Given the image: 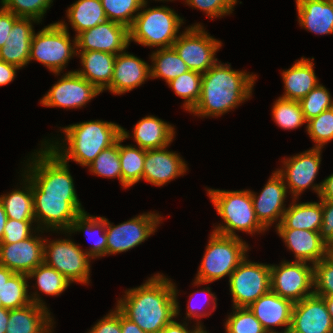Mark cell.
Listing matches in <instances>:
<instances>
[{
	"instance_id": "obj_12",
	"label": "cell",
	"mask_w": 333,
	"mask_h": 333,
	"mask_svg": "<svg viewBox=\"0 0 333 333\" xmlns=\"http://www.w3.org/2000/svg\"><path fill=\"white\" fill-rule=\"evenodd\" d=\"M271 291L293 303L314 294L313 265L307 262H282L270 265Z\"/></svg>"
},
{
	"instance_id": "obj_23",
	"label": "cell",
	"mask_w": 333,
	"mask_h": 333,
	"mask_svg": "<svg viewBox=\"0 0 333 333\" xmlns=\"http://www.w3.org/2000/svg\"><path fill=\"white\" fill-rule=\"evenodd\" d=\"M293 305L291 300L282 298L270 290L248 307L267 333H279L275 332L272 326H286L281 333H289Z\"/></svg>"
},
{
	"instance_id": "obj_20",
	"label": "cell",
	"mask_w": 333,
	"mask_h": 333,
	"mask_svg": "<svg viewBox=\"0 0 333 333\" xmlns=\"http://www.w3.org/2000/svg\"><path fill=\"white\" fill-rule=\"evenodd\" d=\"M44 241L32 235L17 243L0 244V265L14 273L28 275L43 263Z\"/></svg>"
},
{
	"instance_id": "obj_13",
	"label": "cell",
	"mask_w": 333,
	"mask_h": 333,
	"mask_svg": "<svg viewBox=\"0 0 333 333\" xmlns=\"http://www.w3.org/2000/svg\"><path fill=\"white\" fill-rule=\"evenodd\" d=\"M154 213L138 215L117 226L106 219L107 254L126 252L144 242L153 234L161 221Z\"/></svg>"
},
{
	"instance_id": "obj_34",
	"label": "cell",
	"mask_w": 333,
	"mask_h": 333,
	"mask_svg": "<svg viewBox=\"0 0 333 333\" xmlns=\"http://www.w3.org/2000/svg\"><path fill=\"white\" fill-rule=\"evenodd\" d=\"M28 276L22 273H14L6 284L0 290V306L13 310L16 308L24 307L31 302L45 306L43 301L38 298L39 295L37 292L32 294L33 296L28 295V286L27 285ZM38 295V296H37ZM36 296V297H35Z\"/></svg>"
},
{
	"instance_id": "obj_48",
	"label": "cell",
	"mask_w": 333,
	"mask_h": 333,
	"mask_svg": "<svg viewBox=\"0 0 333 333\" xmlns=\"http://www.w3.org/2000/svg\"><path fill=\"white\" fill-rule=\"evenodd\" d=\"M185 2L194 8L205 11L210 18H214L232 13L237 0H186Z\"/></svg>"
},
{
	"instance_id": "obj_14",
	"label": "cell",
	"mask_w": 333,
	"mask_h": 333,
	"mask_svg": "<svg viewBox=\"0 0 333 333\" xmlns=\"http://www.w3.org/2000/svg\"><path fill=\"white\" fill-rule=\"evenodd\" d=\"M33 204L35 221L40 223L37 231L44 225L68 233L73 221L85 212L78 197L33 196Z\"/></svg>"
},
{
	"instance_id": "obj_47",
	"label": "cell",
	"mask_w": 333,
	"mask_h": 333,
	"mask_svg": "<svg viewBox=\"0 0 333 333\" xmlns=\"http://www.w3.org/2000/svg\"><path fill=\"white\" fill-rule=\"evenodd\" d=\"M313 275L314 295L333 296V254L331 252L313 265Z\"/></svg>"
},
{
	"instance_id": "obj_57",
	"label": "cell",
	"mask_w": 333,
	"mask_h": 333,
	"mask_svg": "<svg viewBox=\"0 0 333 333\" xmlns=\"http://www.w3.org/2000/svg\"><path fill=\"white\" fill-rule=\"evenodd\" d=\"M194 295V293H192V295L190 296V301H189V305L187 306V317H189V318H191V317H195V318H200V317H206V316H210V314H211V312H207V313H205V312H199L200 311V309H198V310H196L195 309V306H193L192 304H191V301H193V300H191L192 299V296ZM204 304H211L210 303V301H209V303H208V300H204V302H203ZM192 305V306H191Z\"/></svg>"
},
{
	"instance_id": "obj_8",
	"label": "cell",
	"mask_w": 333,
	"mask_h": 333,
	"mask_svg": "<svg viewBox=\"0 0 333 333\" xmlns=\"http://www.w3.org/2000/svg\"><path fill=\"white\" fill-rule=\"evenodd\" d=\"M65 22H56L44 27L31 40L30 58L45 65L51 72L59 75L66 63L77 55L76 38L71 45ZM73 55V56H72Z\"/></svg>"
},
{
	"instance_id": "obj_29",
	"label": "cell",
	"mask_w": 333,
	"mask_h": 333,
	"mask_svg": "<svg viewBox=\"0 0 333 333\" xmlns=\"http://www.w3.org/2000/svg\"><path fill=\"white\" fill-rule=\"evenodd\" d=\"M310 59L301 58L288 70L283 71L285 94L281 98L300 101L319 83Z\"/></svg>"
},
{
	"instance_id": "obj_10",
	"label": "cell",
	"mask_w": 333,
	"mask_h": 333,
	"mask_svg": "<svg viewBox=\"0 0 333 333\" xmlns=\"http://www.w3.org/2000/svg\"><path fill=\"white\" fill-rule=\"evenodd\" d=\"M270 265L246 258L229 277L233 307H248L271 290Z\"/></svg>"
},
{
	"instance_id": "obj_9",
	"label": "cell",
	"mask_w": 333,
	"mask_h": 333,
	"mask_svg": "<svg viewBox=\"0 0 333 333\" xmlns=\"http://www.w3.org/2000/svg\"><path fill=\"white\" fill-rule=\"evenodd\" d=\"M44 241V258L43 262L55 268L70 283L80 282L87 284L89 282L90 261L91 257L80 249L79 244L71 240L61 239ZM47 244H46V243Z\"/></svg>"
},
{
	"instance_id": "obj_61",
	"label": "cell",
	"mask_w": 333,
	"mask_h": 333,
	"mask_svg": "<svg viewBox=\"0 0 333 333\" xmlns=\"http://www.w3.org/2000/svg\"><path fill=\"white\" fill-rule=\"evenodd\" d=\"M326 303L328 312L330 314V317L332 318L333 321V296H325L322 297Z\"/></svg>"
},
{
	"instance_id": "obj_62",
	"label": "cell",
	"mask_w": 333,
	"mask_h": 333,
	"mask_svg": "<svg viewBox=\"0 0 333 333\" xmlns=\"http://www.w3.org/2000/svg\"><path fill=\"white\" fill-rule=\"evenodd\" d=\"M195 333H207V331L203 330V327H202V328H199Z\"/></svg>"
},
{
	"instance_id": "obj_56",
	"label": "cell",
	"mask_w": 333,
	"mask_h": 333,
	"mask_svg": "<svg viewBox=\"0 0 333 333\" xmlns=\"http://www.w3.org/2000/svg\"><path fill=\"white\" fill-rule=\"evenodd\" d=\"M121 333H146L120 312Z\"/></svg>"
},
{
	"instance_id": "obj_27",
	"label": "cell",
	"mask_w": 333,
	"mask_h": 333,
	"mask_svg": "<svg viewBox=\"0 0 333 333\" xmlns=\"http://www.w3.org/2000/svg\"><path fill=\"white\" fill-rule=\"evenodd\" d=\"M301 27L315 34L333 33L332 0H296Z\"/></svg>"
},
{
	"instance_id": "obj_1",
	"label": "cell",
	"mask_w": 333,
	"mask_h": 333,
	"mask_svg": "<svg viewBox=\"0 0 333 333\" xmlns=\"http://www.w3.org/2000/svg\"><path fill=\"white\" fill-rule=\"evenodd\" d=\"M125 293L116 308L146 333H159L179 315L176 287L159 273Z\"/></svg>"
},
{
	"instance_id": "obj_28",
	"label": "cell",
	"mask_w": 333,
	"mask_h": 333,
	"mask_svg": "<svg viewBox=\"0 0 333 333\" xmlns=\"http://www.w3.org/2000/svg\"><path fill=\"white\" fill-rule=\"evenodd\" d=\"M77 54L84 69L76 72L103 92L111 83L116 55L102 51H77Z\"/></svg>"
},
{
	"instance_id": "obj_2",
	"label": "cell",
	"mask_w": 333,
	"mask_h": 333,
	"mask_svg": "<svg viewBox=\"0 0 333 333\" xmlns=\"http://www.w3.org/2000/svg\"><path fill=\"white\" fill-rule=\"evenodd\" d=\"M255 80V75L216 62L202 73L201 95L190 112L200 117L220 116L250 98Z\"/></svg>"
},
{
	"instance_id": "obj_50",
	"label": "cell",
	"mask_w": 333,
	"mask_h": 333,
	"mask_svg": "<svg viewBox=\"0 0 333 333\" xmlns=\"http://www.w3.org/2000/svg\"><path fill=\"white\" fill-rule=\"evenodd\" d=\"M323 220L319 234L327 245L333 247V201H322Z\"/></svg>"
},
{
	"instance_id": "obj_16",
	"label": "cell",
	"mask_w": 333,
	"mask_h": 333,
	"mask_svg": "<svg viewBox=\"0 0 333 333\" xmlns=\"http://www.w3.org/2000/svg\"><path fill=\"white\" fill-rule=\"evenodd\" d=\"M321 148H312L308 151L296 154V156L284 160L283 168L277 172L282 176L285 185L290 189L293 199H297L306 188L309 186L317 193L318 197L321 191L322 183L314 184L313 181L318 174L321 163ZM295 197V198H294Z\"/></svg>"
},
{
	"instance_id": "obj_54",
	"label": "cell",
	"mask_w": 333,
	"mask_h": 333,
	"mask_svg": "<svg viewBox=\"0 0 333 333\" xmlns=\"http://www.w3.org/2000/svg\"><path fill=\"white\" fill-rule=\"evenodd\" d=\"M199 324L200 322L197 323L194 330H188L187 324H180L173 320L171 323L167 324L159 333H195L199 328H202L201 324Z\"/></svg>"
},
{
	"instance_id": "obj_49",
	"label": "cell",
	"mask_w": 333,
	"mask_h": 333,
	"mask_svg": "<svg viewBox=\"0 0 333 333\" xmlns=\"http://www.w3.org/2000/svg\"><path fill=\"white\" fill-rule=\"evenodd\" d=\"M35 221H17L13 219H7L3 238L0 244H12L20 242L26 238L32 236L33 231L32 223Z\"/></svg>"
},
{
	"instance_id": "obj_55",
	"label": "cell",
	"mask_w": 333,
	"mask_h": 333,
	"mask_svg": "<svg viewBox=\"0 0 333 333\" xmlns=\"http://www.w3.org/2000/svg\"><path fill=\"white\" fill-rule=\"evenodd\" d=\"M322 187L319 194L321 201H333V173L321 182Z\"/></svg>"
},
{
	"instance_id": "obj_6",
	"label": "cell",
	"mask_w": 333,
	"mask_h": 333,
	"mask_svg": "<svg viewBox=\"0 0 333 333\" xmlns=\"http://www.w3.org/2000/svg\"><path fill=\"white\" fill-rule=\"evenodd\" d=\"M248 249L239 237L212 232L194 284L212 283L227 275L230 277L246 258Z\"/></svg>"
},
{
	"instance_id": "obj_59",
	"label": "cell",
	"mask_w": 333,
	"mask_h": 333,
	"mask_svg": "<svg viewBox=\"0 0 333 333\" xmlns=\"http://www.w3.org/2000/svg\"><path fill=\"white\" fill-rule=\"evenodd\" d=\"M13 274L10 269L0 265V290Z\"/></svg>"
},
{
	"instance_id": "obj_41",
	"label": "cell",
	"mask_w": 333,
	"mask_h": 333,
	"mask_svg": "<svg viewBox=\"0 0 333 333\" xmlns=\"http://www.w3.org/2000/svg\"><path fill=\"white\" fill-rule=\"evenodd\" d=\"M27 276L28 278H36L39 290L52 296L60 295L71 284L55 268L46 265L44 262L38 265Z\"/></svg>"
},
{
	"instance_id": "obj_52",
	"label": "cell",
	"mask_w": 333,
	"mask_h": 333,
	"mask_svg": "<svg viewBox=\"0 0 333 333\" xmlns=\"http://www.w3.org/2000/svg\"><path fill=\"white\" fill-rule=\"evenodd\" d=\"M19 17L13 14L11 11H8L1 7L0 9V48L5 44L9 36V32L12 30L14 22Z\"/></svg>"
},
{
	"instance_id": "obj_58",
	"label": "cell",
	"mask_w": 333,
	"mask_h": 333,
	"mask_svg": "<svg viewBox=\"0 0 333 333\" xmlns=\"http://www.w3.org/2000/svg\"><path fill=\"white\" fill-rule=\"evenodd\" d=\"M9 320V310L0 306V333H6Z\"/></svg>"
},
{
	"instance_id": "obj_31",
	"label": "cell",
	"mask_w": 333,
	"mask_h": 333,
	"mask_svg": "<svg viewBox=\"0 0 333 333\" xmlns=\"http://www.w3.org/2000/svg\"><path fill=\"white\" fill-rule=\"evenodd\" d=\"M293 203L284 212L282 221L276 229L319 232L323 220L322 201Z\"/></svg>"
},
{
	"instance_id": "obj_35",
	"label": "cell",
	"mask_w": 333,
	"mask_h": 333,
	"mask_svg": "<svg viewBox=\"0 0 333 333\" xmlns=\"http://www.w3.org/2000/svg\"><path fill=\"white\" fill-rule=\"evenodd\" d=\"M23 177L26 178L23 180L25 182L24 189H15L7 195H1L0 201L3 204L8 219L35 221L32 183L25 174Z\"/></svg>"
},
{
	"instance_id": "obj_51",
	"label": "cell",
	"mask_w": 333,
	"mask_h": 333,
	"mask_svg": "<svg viewBox=\"0 0 333 333\" xmlns=\"http://www.w3.org/2000/svg\"><path fill=\"white\" fill-rule=\"evenodd\" d=\"M89 333H121L120 311L115 308V311H111L98 321Z\"/></svg>"
},
{
	"instance_id": "obj_4",
	"label": "cell",
	"mask_w": 333,
	"mask_h": 333,
	"mask_svg": "<svg viewBox=\"0 0 333 333\" xmlns=\"http://www.w3.org/2000/svg\"><path fill=\"white\" fill-rule=\"evenodd\" d=\"M33 153L26 176L32 183L33 196L77 197L67 162L62 160L47 144Z\"/></svg>"
},
{
	"instance_id": "obj_21",
	"label": "cell",
	"mask_w": 333,
	"mask_h": 333,
	"mask_svg": "<svg viewBox=\"0 0 333 333\" xmlns=\"http://www.w3.org/2000/svg\"><path fill=\"white\" fill-rule=\"evenodd\" d=\"M166 148L146 150L142 177L146 182L162 186L186 172L187 164L180 155Z\"/></svg>"
},
{
	"instance_id": "obj_42",
	"label": "cell",
	"mask_w": 333,
	"mask_h": 333,
	"mask_svg": "<svg viewBox=\"0 0 333 333\" xmlns=\"http://www.w3.org/2000/svg\"><path fill=\"white\" fill-rule=\"evenodd\" d=\"M272 115L278 126L285 130L295 129L306 123L300 102L295 100L279 97L274 103Z\"/></svg>"
},
{
	"instance_id": "obj_3",
	"label": "cell",
	"mask_w": 333,
	"mask_h": 333,
	"mask_svg": "<svg viewBox=\"0 0 333 333\" xmlns=\"http://www.w3.org/2000/svg\"><path fill=\"white\" fill-rule=\"evenodd\" d=\"M63 132L68 147H63L58 142L55 145L48 142L45 144L65 162L73 160L82 166H88L102 150L118 141L122 136V127L112 122L91 120L64 127Z\"/></svg>"
},
{
	"instance_id": "obj_53",
	"label": "cell",
	"mask_w": 333,
	"mask_h": 333,
	"mask_svg": "<svg viewBox=\"0 0 333 333\" xmlns=\"http://www.w3.org/2000/svg\"><path fill=\"white\" fill-rule=\"evenodd\" d=\"M17 69L20 68L0 60V86L7 85L13 81Z\"/></svg>"
},
{
	"instance_id": "obj_33",
	"label": "cell",
	"mask_w": 333,
	"mask_h": 333,
	"mask_svg": "<svg viewBox=\"0 0 333 333\" xmlns=\"http://www.w3.org/2000/svg\"><path fill=\"white\" fill-rule=\"evenodd\" d=\"M67 17L76 36L108 20L101 0H78L68 8Z\"/></svg>"
},
{
	"instance_id": "obj_36",
	"label": "cell",
	"mask_w": 333,
	"mask_h": 333,
	"mask_svg": "<svg viewBox=\"0 0 333 333\" xmlns=\"http://www.w3.org/2000/svg\"><path fill=\"white\" fill-rule=\"evenodd\" d=\"M151 59L154 61L150 67L151 78L162 77L167 84L190 70L173 47L159 48L152 53Z\"/></svg>"
},
{
	"instance_id": "obj_32",
	"label": "cell",
	"mask_w": 333,
	"mask_h": 333,
	"mask_svg": "<svg viewBox=\"0 0 333 333\" xmlns=\"http://www.w3.org/2000/svg\"><path fill=\"white\" fill-rule=\"evenodd\" d=\"M129 133L122 127V136L119 138V159L122 172V186L128 188L143 177L144 162L146 149L133 147L130 145L123 146L126 138H129Z\"/></svg>"
},
{
	"instance_id": "obj_40",
	"label": "cell",
	"mask_w": 333,
	"mask_h": 333,
	"mask_svg": "<svg viewBox=\"0 0 333 333\" xmlns=\"http://www.w3.org/2000/svg\"><path fill=\"white\" fill-rule=\"evenodd\" d=\"M91 173L107 178H118L122 185V172L119 159V139L110 147L102 150L87 166Z\"/></svg>"
},
{
	"instance_id": "obj_7",
	"label": "cell",
	"mask_w": 333,
	"mask_h": 333,
	"mask_svg": "<svg viewBox=\"0 0 333 333\" xmlns=\"http://www.w3.org/2000/svg\"><path fill=\"white\" fill-rule=\"evenodd\" d=\"M136 15L129 27V42L134 41L143 46L171 48L184 23V19L166 6L143 9Z\"/></svg>"
},
{
	"instance_id": "obj_26",
	"label": "cell",
	"mask_w": 333,
	"mask_h": 333,
	"mask_svg": "<svg viewBox=\"0 0 333 333\" xmlns=\"http://www.w3.org/2000/svg\"><path fill=\"white\" fill-rule=\"evenodd\" d=\"M46 306L30 304L9 310L6 333H52L53 322Z\"/></svg>"
},
{
	"instance_id": "obj_60",
	"label": "cell",
	"mask_w": 333,
	"mask_h": 333,
	"mask_svg": "<svg viewBox=\"0 0 333 333\" xmlns=\"http://www.w3.org/2000/svg\"><path fill=\"white\" fill-rule=\"evenodd\" d=\"M7 219H8V217L5 213L3 204L0 201V242L2 241V238H3V233H4V229H5Z\"/></svg>"
},
{
	"instance_id": "obj_24",
	"label": "cell",
	"mask_w": 333,
	"mask_h": 333,
	"mask_svg": "<svg viewBox=\"0 0 333 333\" xmlns=\"http://www.w3.org/2000/svg\"><path fill=\"white\" fill-rule=\"evenodd\" d=\"M288 249L294 252L295 261L311 262L312 265L324 259L331 248L319 232L298 229H277Z\"/></svg>"
},
{
	"instance_id": "obj_19",
	"label": "cell",
	"mask_w": 333,
	"mask_h": 333,
	"mask_svg": "<svg viewBox=\"0 0 333 333\" xmlns=\"http://www.w3.org/2000/svg\"><path fill=\"white\" fill-rule=\"evenodd\" d=\"M287 192L285 180L277 171L273 173L259 196L250 191L256 218L265 229L279 218L276 226L281 223L287 209L284 206Z\"/></svg>"
},
{
	"instance_id": "obj_43",
	"label": "cell",
	"mask_w": 333,
	"mask_h": 333,
	"mask_svg": "<svg viewBox=\"0 0 333 333\" xmlns=\"http://www.w3.org/2000/svg\"><path fill=\"white\" fill-rule=\"evenodd\" d=\"M225 323L226 333H267L249 307H233Z\"/></svg>"
},
{
	"instance_id": "obj_17",
	"label": "cell",
	"mask_w": 333,
	"mask_h": 333,
	"mask_svg": "<svg viewBox=\"0 0 333 333\" xmlns=\"http://www.w3.org/2000/svg\"><path fill=\"white\" fill-rule=\"evenodd\" d=\"M75 38L77 51H102L117 55L130 44L129 28L110 20L79 33Z\"/></svg>"
},
{
	"instance_id": "obj_30",
	"label": "cell",
	"mask_w": 333,
	"mask_h": 333,
	"mask_svg": "<svg viewBox=\"0 0 333 333\" xmlns=\"http://www.w3.org/2000/svg\"><path fill=\"white\" fill-rule=\"evenodd\" d=\"M174 127L163 120L146 116L134 126V140L143 149H160L168 147L173 141Z\"/></svg>"
},
{
	"instance_id": "obj_15",
	"label": "cell",
	"mask_w": 333,
	"mask_h": 333,
	"mask_svg": "<svg viewBox=\"0 0 333 333\" xmlns=\"http://www.w3.org/2000/svg\"><path fill=\"white\" fill-rule=\"evenodd\" d=\"M101 91L76 71H70L52 86L40 103L47 107L80 108Z\"/></svg>"
},
{
	"instance_id": "obj_39",
	"label": "cell",
	"mask_w": 333,
	"mask_h": 333,
	"mask_svg": "<svg viewBox=\"0 0 333 333\" xmlns=\"http://www.w3.org/2000/svg\"><path fill=\"white\" fill-rule=\"evenodd\" d=\"M101 2L108 20L128 28L137 16L133 14L147 5L146 0H101Z\"/></svg>"
},
{
	"instance_id": "obj_22",
	"label": "cell",
	"mask_w": 333,
	"mask_h": 333,
	"mask_svg": "<svg viewBox=\"0 0 333 333\" xmlns=\"http://www.w3.org/2000/svg\"><path fill=\"white\" fill-rule=\"evenodd\" d=\"M148 78H151L150 65L123 51L116 55L111 83L105 90L121 95L142 85Z\"/></svg>"
},
{
	"instance_id": "obj_44",
	"label": "cell",
	"mask_w": 333,
	"mask_h": 333,
	"mask_svg": "<svg viewBox=\"0 0 333 333\" xmlns=\"http://www.w3.org/2000/svg\"><path fill=\"white\" fill-rule=\"evenodd\" d=\"M299 102L306 122L333 107L331 95L322 84H318Z\"/></svg>"
},
{
	"instance_id": "obj_38",
	"label": "cell",
	"mask_w": 333,
	"mask_h": 333,
	"mask_svg": "<svg viewBox=\"0 0 333 333\" xmlns=\"http://www.w3.org/2000/svg\"><path fill=\"white\" fill-rule=\"evenodd\" d=\"M202 73L189 70L168 83L176 95L185 99L184 108L191 111L201 95Z\"/></svg>"
},
{
	"instance_id": "obj_25",
	"label": "cell",
	"mask_w": 333,
	"mask_h": 333,
	"mask_svg": "<svg viewBox=\"0 0 333 333\" xmlns=\"http://www.w3.org/2000/svg\"><path fill=\"white\" fill-rule=\"evenodd\" d=\"M32 18L19 17L9 32L7 40L0 48V60L22 68L29 63L31 40L34 34Z\"/></svg>"
},
{
	"instance_id": "obj_5",
	"label": "cell",
	"mask_w": 333,
	"mask_h": 333,
	"mask_svg": "<svg viewBox=\"0 0 333 333\" xmlns=\"http://www.w3.org/2000/svg\"><path fill=\"white\" fill-rule=\"evenodd\" d=\"M208 195L225 225H219L213 232L224 236L239 237L234 231L264 232L266 229L256 218L249 190L225 191L208 189Z\"/></svg>"
},
{
	"instance_id": "obj_45",
	"label": "cell",
	"mask_w": 333,
	"mask_h": 333,
	"mask_svg": "<svg viewBox=\"0 0 333 333\" xmlns=\"http://www.w3.org/2000/svg\"><path fill=\"white\" fill-rule=\"evenodd\" d=\"M306 130L316 143L314 148L323 146L333 139V107L307 121Z\"/></svg>"
},
{
	"instance_id": "obj_18",
	"label": "cell",
	"mask_w": 333,
	"mask_h": 333,
	"mask_svg": "<svg viewBox=\"0 0 333 333\" xmlns=\"http://www.w3.org/2000/svg\"><path fill=\"white\" fill-rule=\"evenodd\" d=\"M333 321L322 297L311 295L295 302L289 333H332Z\"/></svg>"
},
{
	"instance_id": "obj_46",
	"label": "cell",
	"mask_w": 333,
	"mask_h": 333,
	"mask_svg": "<svg viewBox=\"0 0 333 333\" xmlns=\"http://www.w3.org/2000/svg\"><path fill=\"white\" fill-rule=\"evenodd\" d=\"M53 0H1L4 9L18 17L32 18L40 22Z\"/></svg>"
},
{
	"instance_id": "obj_37",
	"label": "cell",
	"mask_w": 333,
	"mask_h": 333,
	"mask_svg": "<svg viewBox=\"0 0 333 333\" xmlns=\"http://www.w3.org/2000/svg\"><path fill=\"white\" fill-rule=\"evenodd\" d=\"M96 230L100 231L102 235L93 242L89 251H86L92 259L107 255L106 218L89 216L87 212H83L73 221L68 231L70 233L82 231L92 236L98 233L94 234Z\"/></svg>"
},
{
	"instance_id": "obj_11",
	"label": "cell",
	"mask_w": 333,
	"mask_h": 333,
	"mask_svg": "<svg viewBox=\"0 0 333 333\" xmlns=\"http://www.w3.org/2000/svg\"><path fill=\"white\" fill-rule=\"evenodd\" d=\"M221 46V41L209 36L203 26L196 24L178 35L172 47L190 70L205 73L217 62L214 55Z\"/></svg>"
}]
</instances>
